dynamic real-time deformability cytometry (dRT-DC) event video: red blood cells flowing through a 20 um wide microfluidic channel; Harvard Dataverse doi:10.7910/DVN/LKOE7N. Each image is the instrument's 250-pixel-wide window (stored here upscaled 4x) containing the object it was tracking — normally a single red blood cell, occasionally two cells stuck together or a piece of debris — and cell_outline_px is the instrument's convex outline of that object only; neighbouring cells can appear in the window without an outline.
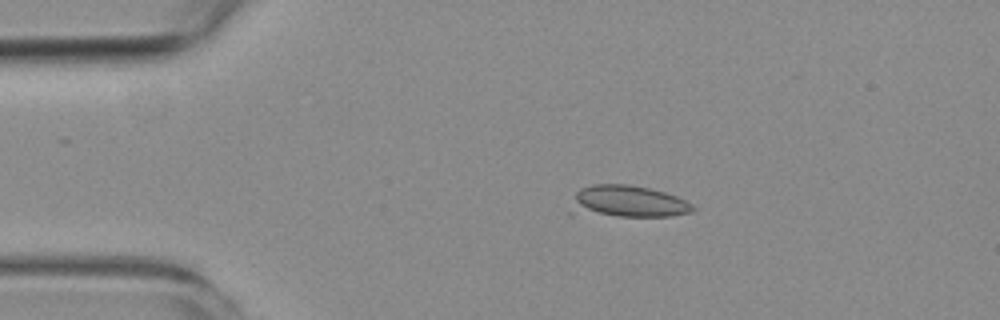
{"species": "common noctule bat (a hibernating species)", "species_latin": "Nyctalus noctula", "temperature_condition": "room temperature", "stored_images_in_passage": 3, "camera_frame_rate_fps": 3000, "um_per_image_px": 0.085, "animal": {"sex": "female", "body_mass_g": 19.3, "forearm_length_mm": 54.1}, "frame": {"image": 1, "passage_image": 1, "time_ms": 0.0, "image_size_px": [1000, 320], "cell_outline_px": [[696, 208], [692, 212], [672, 216], [568, 216], [564, 212], [576, 192], [580, 188], [592, 184], [628, 184], [648, 188], [664, 192], [676, 196], [692, 204]], "centroid_in_image_um": [53.16, 17.17], "position_along_channel_um": 31.8, "area_um2": 23.76}}
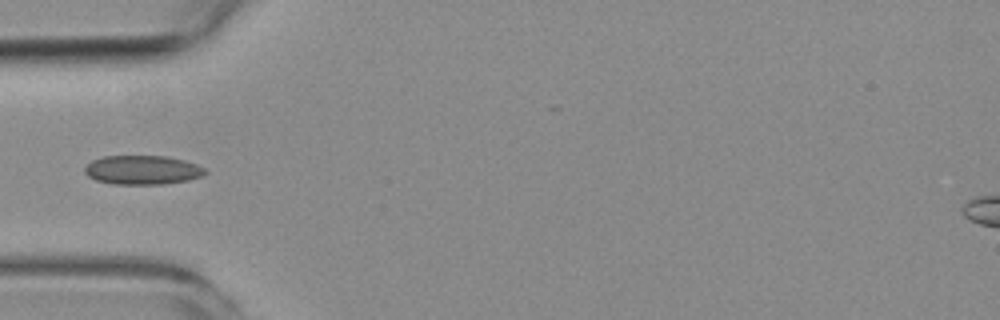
{"frame": {"image": 2, "passage_image": 3, "time_ms": 2.333, "image_size_px": [1000, 320], "cell_outline_px": [[208, 172], [200, 176], [188, 180], [164, 184], [112, 184], [96, 180], [88, 176], [84, 172], [84, 168], [92, 160], [104, 156], [164, 156], [184, 160], [208, 168]], "centroid_in_image_um": [12.12, 14.45], "position_along_channel_um": 72.9, "area_um2": 20.46}}